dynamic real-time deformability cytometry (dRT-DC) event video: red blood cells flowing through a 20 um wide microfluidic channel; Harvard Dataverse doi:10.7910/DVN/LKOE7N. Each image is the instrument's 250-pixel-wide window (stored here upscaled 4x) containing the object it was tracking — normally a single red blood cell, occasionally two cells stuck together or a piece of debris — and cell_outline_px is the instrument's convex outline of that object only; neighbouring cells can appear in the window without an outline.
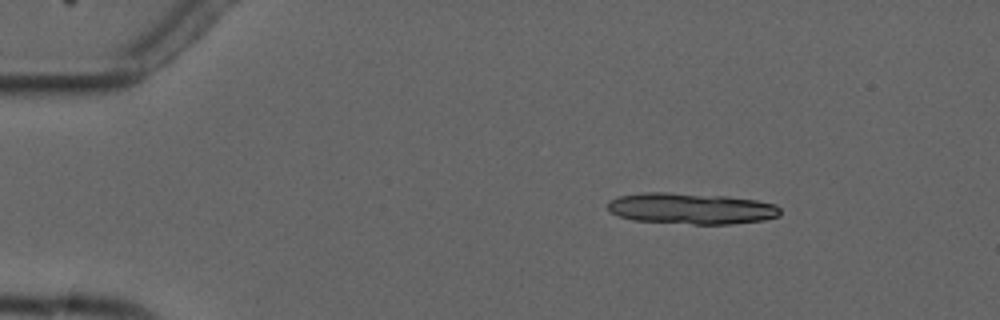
{"species": "common noctule bat (a hibernating species)", "species_latin": "Nyctalus noctula", "temperature_condition": "cold", "stored_images_in_passage": 4, "camera_frame_rate_fps": 3000, "um_per_image_px": 0.085, "animal": {"sex": "male", "forearm_length_mm": 52.5}, "frame": {"image": 1, "passage_image": 2, "time_ms": 1.0, "image_size_px": [1000, 320], "cell_outline_px": [[780, 216], [764, 220], [728, 224], [692, 224], [632, 220], [620, 216], [612, 212], [608, 208], [608, 200], [620, 196], [644, 192], [668, 192], [724, 196], [756, 200], [776, 204], [780, 208]], "centroid_in_image_um": [58.76, 17.72], "position_along_channel_um": 26.2, "area_um2": 31.27}}